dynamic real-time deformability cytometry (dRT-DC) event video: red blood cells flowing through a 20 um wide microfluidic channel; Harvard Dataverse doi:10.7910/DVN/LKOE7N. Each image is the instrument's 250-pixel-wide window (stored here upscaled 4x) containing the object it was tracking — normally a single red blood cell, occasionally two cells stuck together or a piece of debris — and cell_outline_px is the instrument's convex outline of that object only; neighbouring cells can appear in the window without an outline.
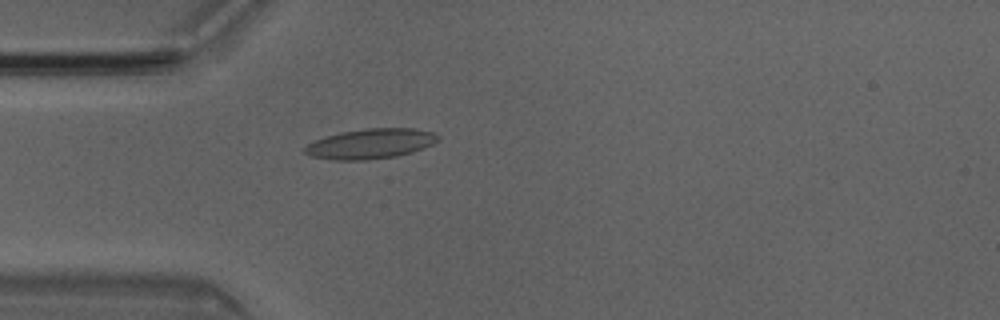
{"species": "Egyptian fruit bat (a non-hibernating species)", "species_latin": "Rousettus aegyptiacus", "temperature_condition": "room temperature", "stored_images_in_passage": 4, "camera_frame_rate_fps": 3000, "um_per_image_px": 0.085, "animal": {"sex": "male"}, "frame": {"image": 1, "passage_image": 4, "time_ms": 1.0, "image_size_px": [1000, 320], "cell_outline_px": [[440, 140], [424, 148], [412, 152], [396, 156], [364, 160], [336, 160], [312, 156], [304, 152], [304, 148], [308, 144], [316, 140], [340, 132], [364, 128], [412, 128], [436, 132], [440, 136]], "centroid_in_image_um": [31.56, 12.2], "position_along_channel_um": 53.4, "area_um2": 23.29}}